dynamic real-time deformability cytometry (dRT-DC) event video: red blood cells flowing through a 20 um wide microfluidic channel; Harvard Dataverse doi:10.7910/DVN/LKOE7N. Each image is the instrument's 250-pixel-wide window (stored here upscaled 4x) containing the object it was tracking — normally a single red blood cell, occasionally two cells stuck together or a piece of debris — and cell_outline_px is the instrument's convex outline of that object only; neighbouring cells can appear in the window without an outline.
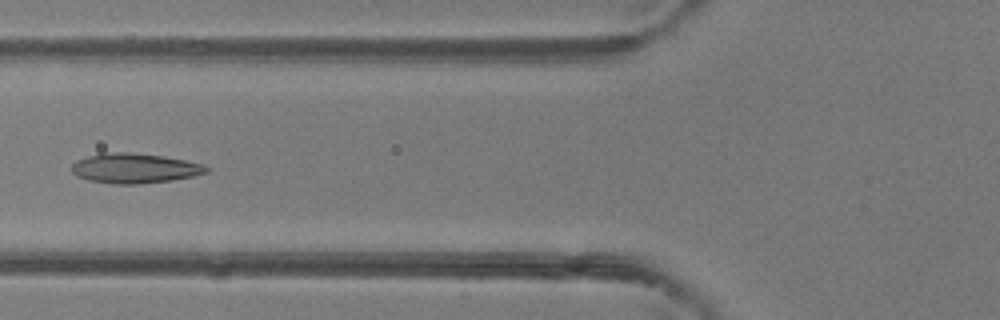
{"species": "common noctule bat (a hibernating species)", "species_latin": "Nyctalus noctula", "temperature_condition": "room temperature", "stored_images_in_passage": 19, "camera_frame_rate_fps": 3000, "um_per_image_px": 0.085, "animal": {"sex": "female"}, "frame": {"image": 1, "passage_image": 19, "time_ms": 6.0, "image_size_px": [1000, 320], "cell_outline_px": [[208, 172], [192, 176], [172, 180], [136, 184], [116, 184], [88, 180], [76, 176], [72, 172], [72, 164], [76, 160], [100, 152], [128, 152], [164, 156], [204, 164], [208, 168]], "centroid_in_image_um": [11.41, 14.29], "position_along_channel_um": 114.4, "area_um2": 23.47}}